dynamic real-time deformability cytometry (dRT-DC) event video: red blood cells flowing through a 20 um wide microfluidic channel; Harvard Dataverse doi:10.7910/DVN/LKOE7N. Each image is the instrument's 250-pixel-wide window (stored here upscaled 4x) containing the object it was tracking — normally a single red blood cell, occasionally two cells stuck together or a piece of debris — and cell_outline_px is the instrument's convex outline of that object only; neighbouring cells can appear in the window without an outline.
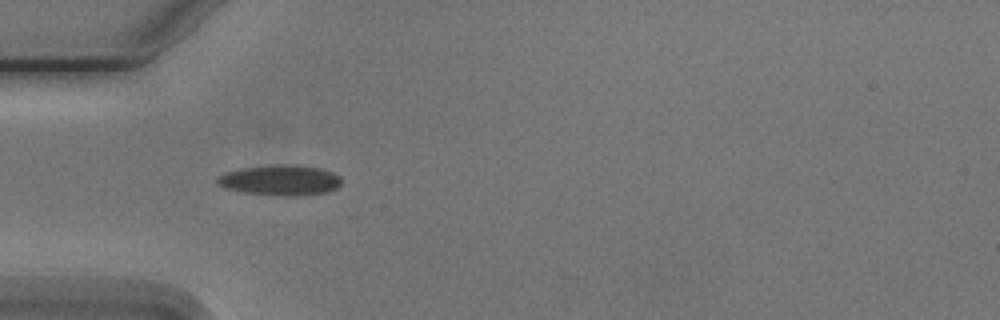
{"species": "Egyptian fruit bat (a non-hibernating species)", "species_latin": "Rousettus aegyptiacus", "temperature_condition": "cold", "stored_images_in_passage": 6, "camera_frame_rate_fps": 3000, "um_per_image_px": 0.085, "animal": {"sex": "male"}, "frame": {"image": 1, "passage_image": 4, "time_ms": 3.333, "image_size_px": [1000, 320], "cell_outline_px": [[340, 184], [336, 188], [328, 192], [300, 196], [280, 196], [244, 192], [224, 188], [216, 184], [216, 180], [220, 176], [228, 172], [240, 168], [276, 164], [284, 164], [320, 168], [332, 172], [340, 176]], "centroid_in_image_um": [23.82, 15.32], "position_along_channel_um": 61.2, "area_um2": 22.02}}
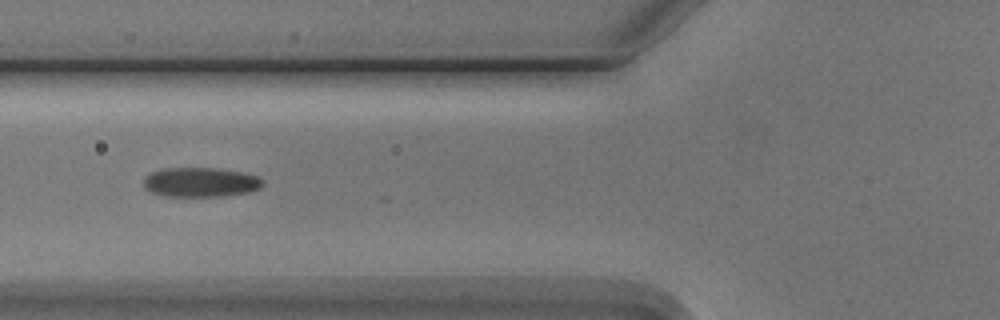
{"frame": {"image": 2, "passage_image": 5, "time_ms": 4.667, "image_size_px": [1000, 320], "cell_outline_px": [[264, 184], [260, 188], [248, 192], [224, 196], [164, 196], [148, 192], [144, 188], [144, 176], [152, 172], [164, 168], [220, 168], [260, 176], [264, 180]], "centroid_in_image_um": [17.04, 15.49], "position_along_channel_um": 108.8, "area_um2": 20.75}}
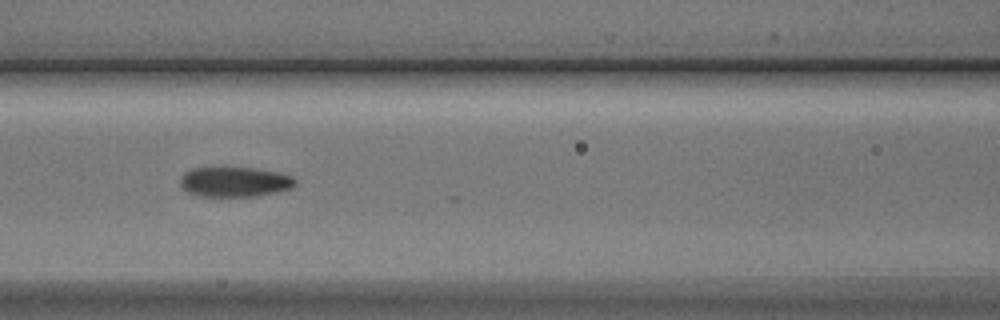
{"frame": {"image": 3, "passage_image": 6, "time_ms": 5.667, "image_size_px": [1000, 320], "cell_outline_px": [[296, 184], [292, 188], [276, 192], [256, 196], [200, 196], [188, 192], [180, 184], [180, 180], [184, 172], [192, 168], [256, 168], [280, 172], [292, 176], [296, 180]], "centroid_in_image_um": [19.98, 15.45], "position_along_channel_um": 146.6, "area_um2": 20.06}}